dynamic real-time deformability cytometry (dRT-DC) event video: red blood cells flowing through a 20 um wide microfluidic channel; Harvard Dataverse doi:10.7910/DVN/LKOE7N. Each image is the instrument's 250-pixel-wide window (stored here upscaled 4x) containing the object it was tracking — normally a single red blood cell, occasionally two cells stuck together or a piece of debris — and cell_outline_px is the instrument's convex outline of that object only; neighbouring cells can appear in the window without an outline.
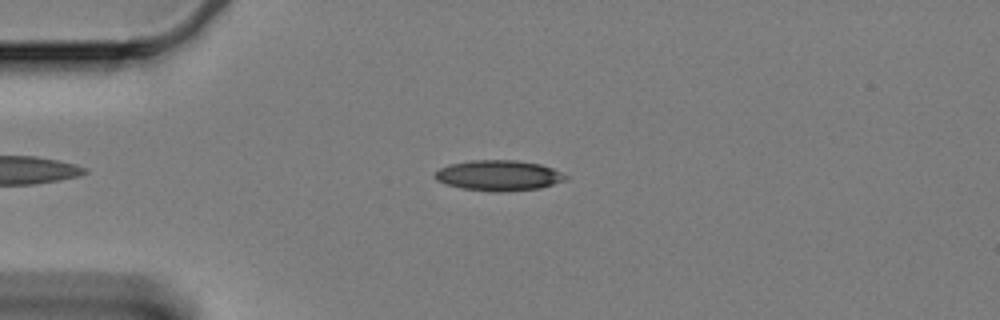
{"species": "Egyptian fruit bat (a non-hibernating species)", "species_latin": "Rousettus aegyptiacus", "temperature_condition": "cold", "stored_images_in_passage": 57, "camera_frame_rate_fps": 3000, "um_per_image_px": 0.085, "animal": {"sex": "female"}, "frame": {"image": 1, "passage_image": 12, "time_ms": 3.667, "image_size_px": [1000, 320], "cell_outline_px": [[568, 180], [540, 188], [504, 192], [492, 192], [460, 188], [436, 180], [436, 172], [440, 168], [448, 164], [472, 160], [516, 160], [540, 164], [552, 168], [568, 176]], "centroid_in_image_um": [42.42, 14.92], "position_along_channel_um": 42.6, "area_um2": 23.29}}
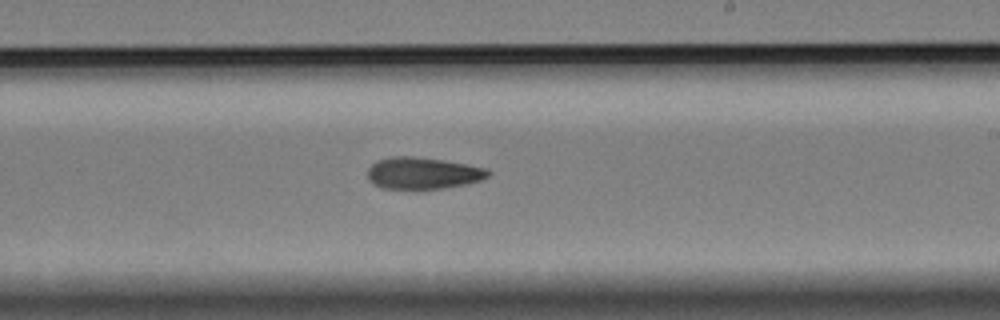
{"frame": {"image": 2, "passage_image": 33, "time_ms": 10.667, "image_size_px": [1000, 320], "cell_outline_px": [[492, 172], [488, 176], [480, 180], [464, 184], [440, 188], [380, 188], [372, 184], [368, 180], [368, 168], [376, 160], [392, 156], [412, 156], [444, 160], [488, 168]], "centroid_in_image_um": [35.92, 14.7], "position_along_channel_um": 253.1, "area_um2": 22.25}}
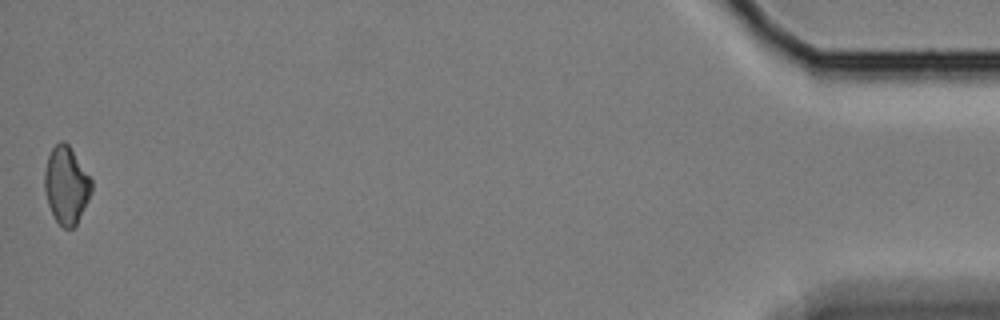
{"frame": {"image": 3, "passage_image": 57, "time_ms": 18.667, "image_size_px": [1000, 320], "cell_outline_px": [[92, 192], [76, 224], [72, 228], [64, 228], [56, 220], [48, 204], [44, 188], [44, 172], [48, 156], [52, 148], [60, 140], [64, 140], [68, 144], [92, 180]], "centroid_in_image_um": [5.63, 15.72], "position_along_channel_um": 429.6, "area_um2": 20.92}}